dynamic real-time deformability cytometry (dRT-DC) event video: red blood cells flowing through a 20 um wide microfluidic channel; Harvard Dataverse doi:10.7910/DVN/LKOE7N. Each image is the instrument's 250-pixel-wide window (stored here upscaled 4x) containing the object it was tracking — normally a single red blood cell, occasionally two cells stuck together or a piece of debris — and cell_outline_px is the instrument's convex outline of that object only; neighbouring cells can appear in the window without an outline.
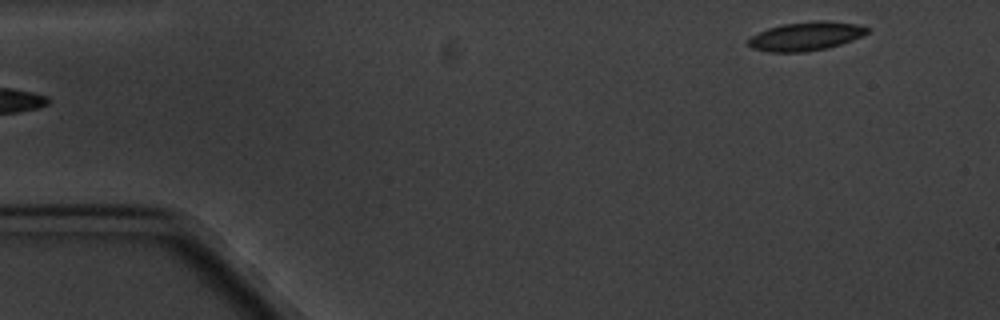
{"species": "common noctule bat (a hibernating species)", "species_latin": "Nyctalus noctula", "temperature_condition": "cold", "stored_images_in_passage": 3, "camera_frame_rate_fps": 3000, "um_per_image_px": 0.085, "animal": {"sex": "male", "body_mass_g": 20.1, "forearm_length_mm": 53.5}, "frame": {"image": 1, "passage_image": 3, "time_ms": 2.333, "image_size_px": [1000, 320], "cell_outline_px": [[872, 32], [864, 36], [828, 48], [804, 52], [768, 52], [752, 48], [748, 44], [748, 40], [752, 36], [768, 28], [784, 24], [816, 20], [824, 20], [860, 24], [872, 28]], "centroid_in_image_um": [68.6, 3.07], "position_along_channel_um": 16.4, "area_um2": 20.17}}